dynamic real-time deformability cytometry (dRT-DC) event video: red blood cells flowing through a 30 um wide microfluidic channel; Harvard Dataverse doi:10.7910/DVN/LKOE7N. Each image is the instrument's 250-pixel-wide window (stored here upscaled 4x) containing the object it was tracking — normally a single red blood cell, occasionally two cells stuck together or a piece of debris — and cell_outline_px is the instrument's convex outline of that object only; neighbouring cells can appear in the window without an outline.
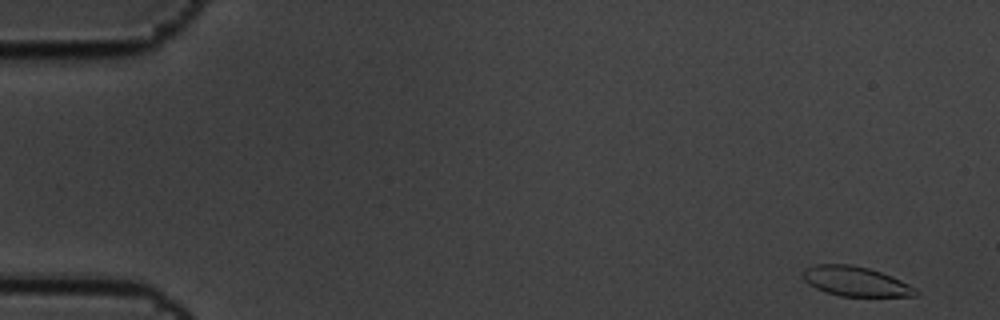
{"species": "common noctule bat (a hibernating species)", "species_latin": "Nyctalus noctula", "temperature_condition": "cold", "stored_images_in_passage": 6, "camera_frame_rate_fps": 3000, "um_per_image_px": 0.085, "animal": {"sex": "male", "body_mass_g": 19.5, "forearm_length_mm": 54.6}, "frame": {"image": 1, "passage_image": 1, "time_ms": 0.0, "image_size_px": [1000, 320], "cell_outline_px": [[920, 292], [916, 296], [840, 296], [824, 292], [808, 284], [804, 280], [804, 268], [816, 264], [848, 264], [868, 268], [892, 276], [916, 288]], "centroid_in_image_um": [72.73, 23.92], "position_along_channel_um": 12.3, "area_um2": 19.48}}
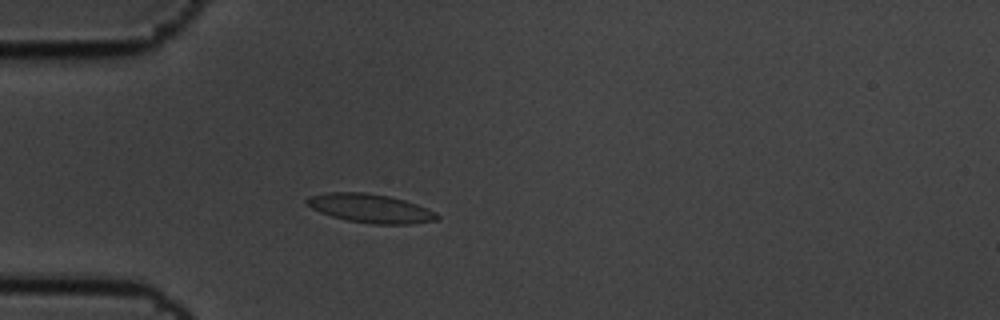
{"frame": {"image": 2, "passage_image": 5, "time_ms": 1.333, "image_size_px": [1000, 320], "cell_outline_px": [[440, 220], [412, 224], [372, 224], [348, 220], [332, 216], [320, 212], [304, 204], [304, 200], [308, 196], [328, 192], [364, 192], [388, 196], [404, 200], [428, 208], [436, 212], [440, 216]], "centroid_in_image_um": [31.49, 17.71], "position_along_channel_um": 53.5, "area_um2": 22.02}}